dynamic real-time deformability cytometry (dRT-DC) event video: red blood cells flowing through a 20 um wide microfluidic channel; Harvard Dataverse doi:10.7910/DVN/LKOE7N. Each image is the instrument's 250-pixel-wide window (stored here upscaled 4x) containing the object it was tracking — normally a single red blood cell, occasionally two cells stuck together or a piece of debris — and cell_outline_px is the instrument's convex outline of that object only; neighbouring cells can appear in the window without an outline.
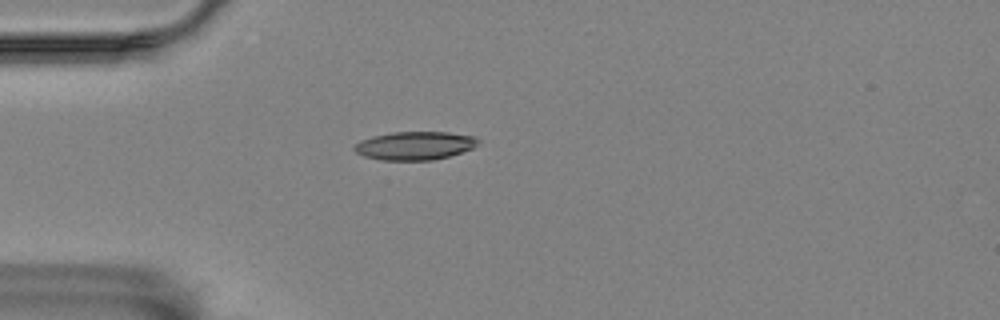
{"species": "Egyptian fruit bat (a non-hibernating species)", "species_latin": "Rousettus aegyptiacus", "temperature_condition": "room temperature", "stored_images_in_passage": 1, "camera_frame_rate_fps": 3000, "um_per_image_px": 0.085, "animal": {"sex": "female"}, "frame": {"image": 1, "passage_image": 1, "time_ms": 0.0, "image_size_px": [1000, 320], "cell_outline_px": [[480, 140], [472, 148], [448, 156], [432, 160], [380, 160], [364, 156], [356, 152], [352, 148], [360, 140], [372, 136], [392, 132], [448, 132], [476, 136]], "centroid_in_image_um": [35.24, 12.37], "position_along_channel_um": 49.8, "area_um2": 20.4}}